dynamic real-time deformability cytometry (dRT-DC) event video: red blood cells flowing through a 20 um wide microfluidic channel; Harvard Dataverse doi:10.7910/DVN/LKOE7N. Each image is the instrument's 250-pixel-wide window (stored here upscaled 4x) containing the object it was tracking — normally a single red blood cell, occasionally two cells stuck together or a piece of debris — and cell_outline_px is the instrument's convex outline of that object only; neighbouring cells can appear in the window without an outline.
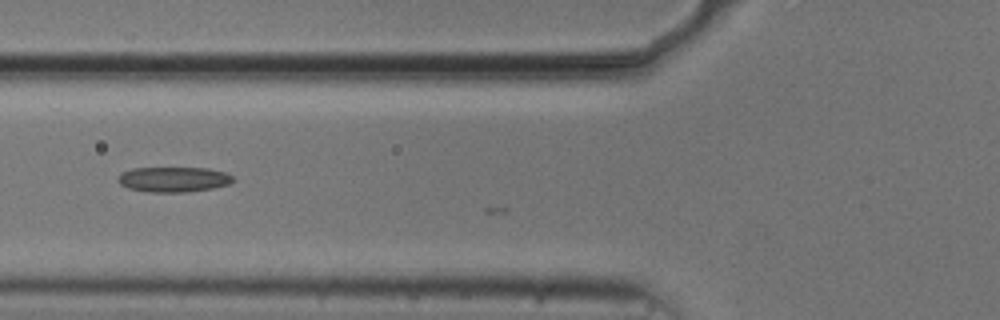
{"species": "common noctule bat (a hibernating species)", "species_latin": "Nyctalus noctula", "temperature_condition": "cold", "stored_images_in_passage": 10, "camera_frame_rate_fps": 3000, "um_per_image_px": 0.085, "animal": {"sex": "male", "body_mass_g": 20.5, "forearm_length_mm": 52.5}, "frame": {"image": 1, "passage_image": 8, "time_ms": 2.333, "image_size_px": [1000, 320], "cell_outline_px": [[232, 180], [228, 184], [212, 188], [188, 192], [148, 192], [128, 188], [120, 184], [116, 180], [120, 172], [132, 168], [208, 168], [224, 172], [232, 176]], "centroid_in_image_um": [14.68, 15.25], "position_along_channel_um": 111.1, "area_um2": 16.88}}